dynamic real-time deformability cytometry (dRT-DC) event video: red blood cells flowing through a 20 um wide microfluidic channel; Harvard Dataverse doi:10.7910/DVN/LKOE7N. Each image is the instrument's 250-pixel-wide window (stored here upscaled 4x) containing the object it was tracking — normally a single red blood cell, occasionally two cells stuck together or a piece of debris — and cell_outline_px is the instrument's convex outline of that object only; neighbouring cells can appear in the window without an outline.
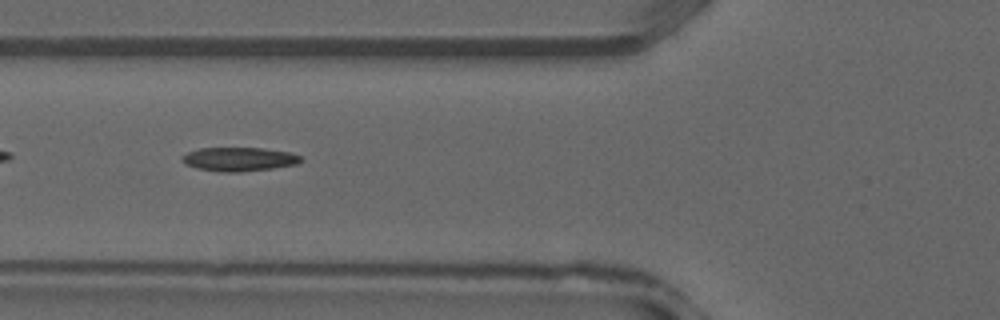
{"species": "common noctule bat (a hibernating species)", "species_latin": "Nyctalus noctula", "temperature_condition": "warm", "stored_images_in_passage": 22, "camera_frame_rate_fps": 3000, "um_per_image_px": 0.085, "animal": {"sex": "male", "forearm_length_mm": 52.5}, "frame": {"image": 1, "passage_image": 4, "time_ms": 1.0, "image_size_px": [1000, 320], "cell_outline_px": [[304, 160], [296, 164], [272, 168], [240, 172], [220, 172], [196, 168], [184, 164], [180, 160], [180, 156], [188, 152], [200, 148], [264, 148], [288, 152], [300, 156]], "centroid_in_image_um": [20.27, 13.53], "position_along_channel_um": 105.5, "area_um2": 16.59}}